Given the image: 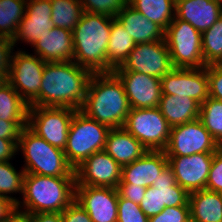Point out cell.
Here are the masks:
<instances>
[{"mask_svg":"<svg viewBox=\"0 0 222 222\" xmlns=\"http://www.w3.org/2000/svg\"><path fill=\"white\" fill-rule=\"evenodd\" d=\"M93 74L74 61L46 62L42 74L39 106L80 110Z\"/></svg>","mask_w":222,"mask_h":222,"instance_id":"1","label":"cell"},{"mask_svg":"<svg viewBox=\"0 0 222 222\" xmlns=\"http://www.w3.org/2000/svg\"><path fill=\"white\" fill-rule=\"evenodd\" d=\"M80 111L110 129L123 128L130 106L119 78L113 72L94 73Z\"/></svg>","mask_w":222,"mask_h":222,"instance_id":"2","label":"cell"},{"mask_svg":"<svg viewBox=\"0 0 222 222\" xmlns=\"http://www.w3.org/2000/svg\"><path fill=\"white\" fill-rule=\"evenodd\" d=\"M112 17L83 12L72 31L73 61L93 73H107V47Z\"/></svg>","mask_w":222,"mask_h":222,"instance_id":"3","label":"cell"},{"mask_svg":"<svg viewBox=\"0 0 222 222\" xmlns=\"http://www.w3.org/2000/svg\"><path fill=\"white\" fill-rule=\"evenodd\" d=\"M76 176L52 177L25 174L22 213H62L75 200ZM22 204V206H21Z\"/></svg>","mask_w":222,"mask_h":222,"instance_id":"4","label":"cell"},{"mask_svg":"<svg viewBox=\"0 0 222 222\" xmlns=\"http://www.w3.org/2000/svg\"><path fill=\"white\" fill-rule=\"evenodd\" d=\"M17 149L18 151L21 149L24 155L25 174L52 177L76 176L75 170L66 160L64 150L50 145L28 127L22 129Z\"/></svg>","mask_w":222,"mask_h":222,"instance_id":"5","label":"cell"},{"mask_svg":"<svg viewBox=\"0 0 222 222\" xmlns=\"http://www.w3.org/2000/svg\"><path fill=\"white\" fill-rule=\"evenodd\" d=\"M110 128L76 110L71 120L64 153L75 170L90 155L104 150Z\"/></svg>","mask_w":222,"mask_h":222,"instance_id":"6","label":"cell"},{"mask_svg":"<svg viewBox=\"0 0 222 222\" xmlns=\"http://www.w3.org/2000/svg\"><path fill=\"white\" fill-rule=\"evenodd\" d=\"M173 68L206 67L202 55V34L176 16L164 32Z\"/></svg>","mask_w":222,"mask_h":222,"instance_id":"7","label":"cell"},{"mask_svg":"<svg viewBox=\"0 0 222 222\" xmlns=\"http://www.w3.org/2000/svg\"><path fill=\"white\" fill-rule=\"evenodd\" d=\"M76 109L29 106L27 127L50 145L64 150Z\"/></svg>","mask_w":222,"mask_h":222,"instance_id":"8","label":"cell"},{"mask_svg":"<svg viewBox=\"0 0 222 222\" xmlns=\"http://www.w3.org/2000/svg\"><path fill=\"white\" fill-rule=\"evenodd\" d=\"M45 61L26 51L12 53L6 81L29 106H39V93Z\"/></svg>","mask_w":222,"mask_h":222,"instance_id":"9","label":"cell"},{"mask_svg":"<svg viewBox=\"0 0 222 222\" xmlns=\"http://www.w3.org/2000/svg\"><path fill=\"white\" fill-rule=\"evenodd\" d=\"M123 128L147 150H164L171 132V126L158 107L130 108Z\"/></svg>","mask_w":222,"mask_h":222,"instance_id":"10","label":"cell"},{"mask_svg":"<svg viewBox=\"0 0 222 222\" xmlns=\"http://www.w3.org/2000/svg\"><path fill=\"white\" fill-rule=\"evenodd\" d=\"M220 147L198 118L171 127L169 140L163 151L166 156H190L196 153H215Z\"/></svg>","mask_w":222,"mask_h":222,"instance_id":"11","label":"cell"},{"mask_svg":"<svg viewBox=\"0 0 222 222\" xmlns=\"http://www.w3.org/2000/svg\"><path fill=\"white\" fill-rule=\"evenodd\" d=\"M189 195L190 193L176 182L173 169L167 165L156 183L146 189L139 206L150 218L161 213L165 207L189 206Z\"/></svg>","mask_w":222,"mask_h":222,"instance_id":"12","label":"cell"},{"mask_svg":"<svg viewBox=\"0 0 222 222\" xmlns=\"http://www.w3.org/2000/svg\"><path fill=\"white\" fill-rule=\"evenodd\" d=\"M173 69L165 39L137 43L122 65L113 71H132L161 79Z\"/></svg>","mask_w":222,"mask_h":222,"instance_id":"13","label":"cell"},{"mask_svg":"<svg viewBox=\"0 0 222 222\" xmlns=\"http://www.w3.org/2000/svg\"><path fill=\"white\" fill-rule=\"evenodd\" d=\"M161 93L186 96L200 105L209 98L207 66L202 68H173L161 78Z\"/></svg>","mask_w":222,"mask_h":222,"instance_id":"14","label":"cell"},{"mask_svg":"<svg viewBox=\"0 0 222 222\" xmlns=\"http://www.w3.org/2000/svg\"><path fill=\"white\" fill-rule=\"evenodd\" d=\"M122 167L104 150L93 153L75 169L76 186L117 188Z\"/></svg>","mask_w":222,"mask_h":222,"instance_id":"15","label":"cell"},{"mask_svg":"<svg viewBox=\"0 0 222 222\" xmlns=\"http://www.w3.org/2000/svg\"><path fill=\"white\" fill-rule=\"evenodd\" d=\"M118 195L117 188L75 186V201L93 222H117Z\"/></svg>","mask_w":222,"mask_h":222,"instance_id":"16","label":"cell"},{"mask_svg":"<svg viewBox=\"0 0 222 222\" xmlns=\"http://www.w3.org/2000/svg\"><path fill=\"white\" fill-rule=\"evenodd\" d=\"M214 153H196L190 156H167L176 182L189 193L206 189Z\"/></svg>","mask_w":222,"mask_h":222,"instance_id":"17","label":"cell"},{"mask_svg":"<svg viewBox=\"0 0 222 222\" xmlns=\"http://www.w3.org/2000/svg\"><path fill=\"white\" fill-rule=\"evenodd\" d=\"M122 82L130 108H155L161 99V79L132 71H112Z\"/></svg>","mask_w":222,"mask_h":222,"instance_id":"18","label":"cell"},{"mask_svg":"<svg viewBox=\"0 0 222 222\" xmlns=\"http://www.w3.org/2000/svg\"><path fill=\"white\" fill-rule=\"evenodd\" d=\"M51 14L50 0H27L25 15L12 38L13 45L16 46L20 40L33 45L38 38L49 33L54 27Z\"/></svg>","mask_w":222,"mask_h":222,"instance_id":"19","label":"cell"},{"mask_svg":"<svg viewBox=\"0 0 222 222\" xmlns=\"http://www.w3.org/2000/svg\"><path fill=\"white\" fill-rule=\"evenodd\" d=\"M167 165L168 158L163 150H148L139 159L122 167L119 184L148 188L156 183L160 173Z\"/></svg>","mask_w":222,"mask_h":222,"instance_id":"20","label":"cell"},{"mask_svg":"<svg viewBox=\"0 0 222 222\" xmlns=\"http://www.w3.org/2000/svg\"><path fill=\"white\" fill-rule=\"evenodd\" d=\"M222 15V7L215 0H176L175 16L190 23L201 34Z\"/></svg>","mask_w":222,"mask_h":222,"instance_id":"21","label":"cell"},{"mask_svg":"<svg viewBox=\"0 0 222 222\" xmlns=\"http://www.w3.org/2000/svg\"><path fill=\"white\" fill-rule=\"evenodd\" d=\"M34 54L45 62L73 61L72 31L53 27L33 45Z\"/></svg>","mask_w":222,"mask_h":222,"instance_id":"22","label":"cell"},{"mask_svg":"<svg viewBox=\"0 0 222 222\" xmlns=\"http://www.w3.org/2000/svg\"><path fill=\"white\" fill-rule=\"evenodd\" d=\"M104 151L123 167L142 157L148 150L124 128H113L107 134Z\"/></svg>","mask_w":222,"mask_h":222,"instance_id":"23","label":"cell"},{"mask_svg":"<svg viewBox=\"0 0 222 222\" xmlns=\"http://www.w3.org/2000/svg\"><path fill=\"white\" fill-rule=\"evenodd\" d=\"M116 18L122 23L136 44L164 39L165 31L128 3L120 10Z\"/></svg>","mask_w":222,"mask_h":222,"instance_id":"24","label":"cell"},{"mask_svg":"<svg viewBox=\"0 0 222 222\" xmlns=\"http://www.w3.org/2000/svg\"><path fill=\"white\" fill-rule=\"evenodd\" d=\"M158 108L171 127L199 118L200 104L189 97L162 94Z\"/></svg>","mask_w":222,"mask_h":222,"instance_id":"25","label":"cell"},{"mask_svg":"<svg viewBox=\"0 0 222 222\" xmlns=\"http://www.w3.org/2000/svg\"><path fill=\"white\" fill-rule=\"evenodd\" d=\"M189 208L194 222H222V193L208 189L191 192Z\"/></svg>","mask_w":222,"mask_h":222,"instance_id":"26","label":"cell"},{"mask_svg":"<svg viewBox=\"0 0 222 222\" xmlns=\"http://www.w3.org/2000/svg\"><path fill=\"white\" fill-rule=\"evenodd\" d=\"M135 45L136 43L126 32L122 23L116 17H112L110 39L107 47V73H111L114 69L120 67Z\"/></svg>","mask_w":222,"mask_h":222,"instance_id":"27","label":"cell"},{"mask_svg":"<svg viewBox=\"0 0 222 222\" xmlns=\"http://www.w3.org/2000/svg\"><path fill=\"white\" fill-rule=\"evenodd\" d=\"M127 3L164 31L175 18L176 0H127Z\"/></svg>","mask_w":222,"mask_h":222,"instance_id":"28","label":"cell"},{"mask_svg":"<svg viewBox=\"0 0 222 222\" xmlns=\"http://www.w3.org/2000/svg\"><path fill=\"white\" fill-rule=\"evenodd\" d=\"M29 105L5 80L0 85V119L6 121H27Z\"/></svg>","mask_w":222,"mask_h":222,"instance_id":"29","label":"cell"},{"mask_svg":"<svg viewBox=\"0 0 222 222\" xmlns=\"http://www.w3.org/2000/svg\"><path fill=\"white\" fill-rule=\"evenodd\" d=\"M50 3L53 26L73 31L84 12L80 0H50Z\"/></svg>","mask_w":222,"mask_h":222,"instance_id":"30","label":"cell"},{"mask_svg":"<svg viewBox=\"0 0 222 222\" xmlns=\"http://www.w3.org/2000/svg\"><path fill=\"white\" fill-rule=\"evenodd\" d=\"M27 0H0V36L12 39L26 12Z\"/></svg>","mask_w":222,"mask_h":222,"instance_id":"31","label":"cell"},{"mask_svg":"<svg viewBox=\"0 0 222 222\" xmlns=\"http://www.w3.org/2000/svg\"><path fill=\"white\" fill-rule=\"evenodd\" d=\"M202 55L205 66L222 64V15L202 33Z\"/></svg>","mask_w":222,"mask_h":222,"instance_id":"32","label":"cell"},{"mask_svg":"<svg viewBox=\"0 0 222 222\" xmlns=\"http://www.w3.org/2000/svg\"><path fill=\"white\" fill-rule=\"evenodd\" d=\"M199 119L217 143L222 146V101L209 97L200 105Z\"/></svg>","mask_w":222,"mask_h":222,"instance_id":"33","label":"cell"},{"mask_svg":"<svg viewBox=\"0 0 222 222\" xmlns=\"http://www.w3.org/2000/svg\"><path fill=\"white\" fill-rule=\"evenodd\" d=\"M24 175L25 171L22 169L21 172H17L10 161L0 162V195L9 197L18 203V199L12 196H8L7 194H23Z\"/></svg>","mask_w":222,"mask_h":222,"instance_id":"34","label":"cell"},{"mask_svg":"<svg viewBox=\"0 0 222 222\" xmlns=\"http://www.w3.org/2000/svg\"><path fill=\"white\" fill-rule=\"evenodd\" d=\"M83 10L93 14L116 17L127 0H80Z\"/></svg>","mask_w":222,"mask_h":222,"instance_id":"35","label":"cell"},{"mask_svg":"<svg viewBox=\"0 0 222 222\" xmlns=\"http://www.w3.org/2000/svg\"><path fill=\"white\" fill-rule=\"evenodd\" d=\"M117 222H149V218L141 210L139 204L118 195Z\"/></svg>","mask_w":222,"mask_h":222,"instance_id":"36","label":"cell"},{"mask_svg":"<svg viewBox=\"0 0 222 222\" xmlns=\"http://www.w3.org/2000/svg\"><path fill=\"white\" fill-rule=\"evenodd\" d=\"M190 219L189 206L165 207L163 211L149 218V222H188Z\"/></svg>","mask_w":222,"mask_h":222,"instance_id":"37","label":"cell"},{"mask_svg":"<svg viewBox=\"0 0 222 222\" xmlns=\"http://www.w3.org/2000/svg\"><path fill=\"white\" fill-rule=\"evenodd\" d=\"M206 189L222 193V146L214 153Z\"/></svg>","mask_w":222,"mask_h":222,"instance_id":"38","label":"cell"},{"mask_svg":"<svg viewBox=\"0 0 222 222\" xmlns=\"http://www.w3.org/2000/svg\"><path fill=\"white\" fill-rule=\"evenodd\" d=\"M209 97L222 101V64L207 66Z\"/></svg>","mask_w":222,"mask_h":222,"instance_id":"39","label":"cell"},{"mask_svg":"<svg viewBox=\"0 0 222 222\" xmlns=\"http://www.w3.org/2000/svg\"><path fill=\"white\" fill-rule=\"evenodd\" d=\"M13 49L12 39L0 36V79H7Z\"/></svg>","mask_w":222,"mask_h":222,"instance_id":"40","label":"cell"},{"mask_svg":"<svg viewBox=\"0 0 222 222\" xmlns=\"http://www.w3.org/2000/svg\"><path fill=\"white\" fill-rule=\"evenodd\" d=\"M27 127V121H6L0 119V138L18 142L23 128Z\"/></svg>","mask_w":222,"mask_h":222,"instance_id":"41","label":"cell"},{"mask_svg":"<svg viewBox=\"0 0 222 222\" xmlns=\"http://www.w3.org/2000/svg\"><path fill=\"white\" fill-rule=\"evenodd\" d=\"M61 216L63 222H93L75 200L61 213Z\"/></svg>","mask_w":222,"mask_h":222,"instance_id":"42","label":"cell"},{"mask_svg":"<svg viewBox=\"0 0 222 222\" xmlns=\"http://www.w3.org/2000/svg\"><path fill=\"white\" fill-rule=\"evenodd\" d=\"M146 187L136 186L132 184H118L117 191L119 195L134 203L140 204L144 198Z\"/></svg>","mask_w":222,"mask_h":222,"instance_id":"43","label":"cell"},{"mask_svg":"<svg viewBox=\"0 0 222 222\" xmlns=\"http://www.w3.org/2000/svg\"><path fill=\"white\" fill-rule=\"evenodd\" d=\"M24 222H63L61 213H22Z\"/></svg>","mask_w":222,"mask_h":222,"instance_id":"44","label":"cell"},{"mask_svg":"<svg viewBox=\"0 0 222 222\" xmlns=\"http://www.w3.org/2000/svg\"><path fill=\"white\" fill-rule=\"evenodd\" d=\"M18 142L0 138V162L10 161L14 155H17Z\"/></svg>","mask_w":222,"mask_h":222,"instance_id":"45","label":"cell"},{"mask_svg":"<svg viewBox=\"0 0 222 222\" xmlns=\"http://www.w3.org/2000/svg\"><path fill=\"white\" fill-rule=\"evenodd\" d=\"M17 210V203L14 200L0 195V221L9 218Z\"/></svg>","mask_w":222,"mask_h":222,"instance_id":"46","label":"cell"},{"mask_svg":"<svg viewBox=\"0 0 222 222\" xmlns=\"http://www.w3.org/2000/svg\"><path fill=\"white\" fill-rule=\"evenodd\" d=\"M0 222H24V217L20 209H18L12 216Z\"/></svg>","mask_w":222,"mask_h":222,"instance_id":"47","label":"cell"},{"mask_svg":"<svg viewBox=\"0 0 222 222\" xmlns=\"http://www.w3.org/2000/svg\"><path fill=\"white\" fill-rule=\"evenodd\" d=\"M222 7V0H215Z\"/></svg>","mask_w":222,"mask_h":222,"instance_id":"48","label":"cell"},{"mask_svg":"<svg viewBox=\"0 0 222 222\" xmlns=\"http://www.w3.org/2000/svg\"><path fill=\"white\" fill-rule=\"evenodd\" d=\"M6 79H0V85L5 81Z\"/></svg>","mask_w":222,"mask_h":222,"instance_id":"49","label":"cell"}]
</instances>
